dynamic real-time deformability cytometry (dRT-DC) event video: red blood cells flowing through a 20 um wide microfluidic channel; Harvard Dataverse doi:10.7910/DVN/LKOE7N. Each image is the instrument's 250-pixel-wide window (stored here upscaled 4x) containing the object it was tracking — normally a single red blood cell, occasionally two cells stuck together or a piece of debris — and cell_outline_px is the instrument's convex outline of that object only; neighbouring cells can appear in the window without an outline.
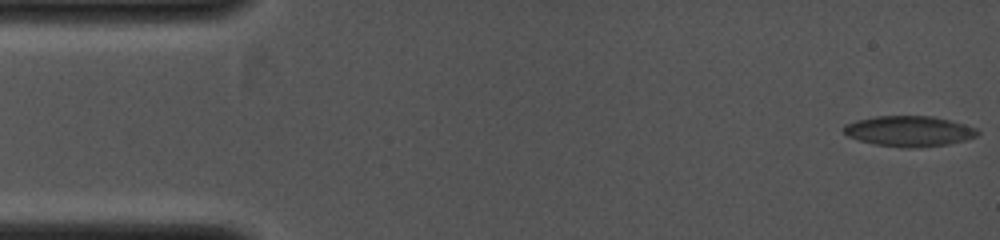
{"species": "common noctule bat (a hibernating species)", "species_latin": "Nyctalus noctula", "temperature_condition": "cold", "stored_images_in_passage": 44, "camera_frame_rate_fps": 4000, "um_per_image_px": 0.085, "animal": {"sex": "female", "body_mass_g": 19.0, "forearm_length_mm": 53.3}, "frame": {"image": 1, "passage_image": 1, "time_ms": 0.0, "image_size_px": [1000, 240], "cell_outline_px": [[980, 132], [976, 136], [964, 140], [948, 144], [920, 148], [904, 148], [876, 144], [860, 140], [848, 136], [844, 132], [844, 124], [856, 120], [876, 116], [932, 116], [964, 124], [976, 128]], "centroid_in_image_um": [77.27, 11.15], "position_along_channel_um": 7.7, "area_um2": 23.7}}
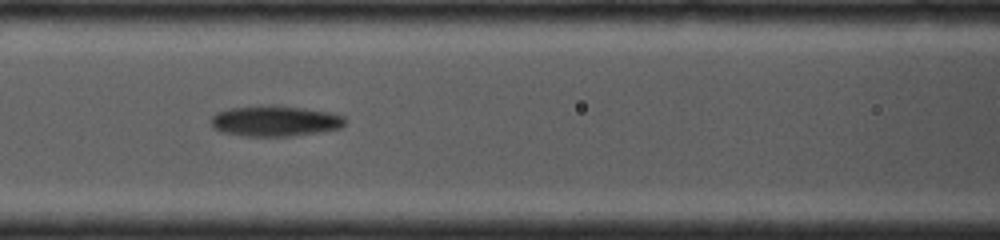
{"frame": {"image": 2, "passage_image": 19, "time_ms": 4.5, "image_size_px": [1000, 240], "cell_outline_px": [[348, 120], [340, 128], [320, 132], [292, 136], [244, 136], [220, 132], [212, 128], [212, 116], [216, 112], [228, 108], [260, 104], [276, 104], [304, 108], [328, 112], [344, 116]], "centroid_in_image_um": [23.35, 10.27], "position_along_channel_um": 143.2, "area_um2": 24.51}}
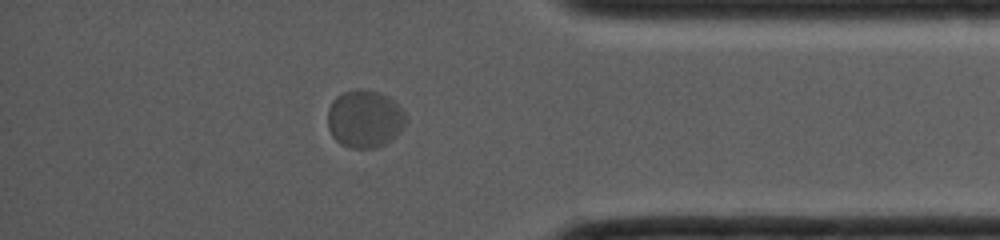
{"frame": {"image": 3, "passage_image": 38, "time_ms": 9.25, "image_size_px": [1000, 240], "cell_outline_px": [[408, 120], [404, 128], [396, 136], [384, 144], [376, 148], [352, 148], [340, 144], [332, 136], [328, 128], [328, 108], [332, 100], [336, 96], [344, 92], [356, 88], [380, 92], [392, 100], [404, 112]], "centroid_in_image_um": [30.99, 10.11], "position_along_channel_um": 404.2, "area_um2": 26.47}}